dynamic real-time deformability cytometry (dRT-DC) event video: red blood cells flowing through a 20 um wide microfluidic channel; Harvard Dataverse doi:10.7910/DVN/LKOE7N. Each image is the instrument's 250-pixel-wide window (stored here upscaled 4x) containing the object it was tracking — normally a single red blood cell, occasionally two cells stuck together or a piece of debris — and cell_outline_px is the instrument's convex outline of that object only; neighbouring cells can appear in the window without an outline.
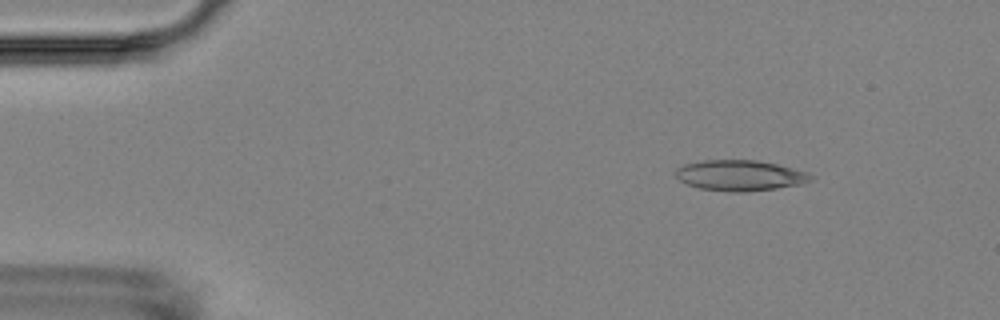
{"species": "Egyptian fruit bat (a non-hibernating species)", "species_latin": "Rousettus aegyptiacus", "temperature_condition": "room temperature", "stored_images_in_passage": 5, "camera_frame_rate_fps": 3000, "um_per_image_px": 0.085, "animal": {"sex": "female"}, "frame": {"image": 1, "passage_image": 2, "time_ms": 1.333, "image_size_px": [1000, 320], "cell_outline_px": [[816, 176], [812, 180], [804, 184], [748, 192], [728, 192], [700, 188], [688, 184], [680, 180], [676, 176], [676, 168], [684, 164], [704, 160], [756, 160], [776, 164], [808, 172]], "centroid_in_image_um": [62.95, 14.92], "position_along_channel_um": 22.1, "area_um2": 24.28}}